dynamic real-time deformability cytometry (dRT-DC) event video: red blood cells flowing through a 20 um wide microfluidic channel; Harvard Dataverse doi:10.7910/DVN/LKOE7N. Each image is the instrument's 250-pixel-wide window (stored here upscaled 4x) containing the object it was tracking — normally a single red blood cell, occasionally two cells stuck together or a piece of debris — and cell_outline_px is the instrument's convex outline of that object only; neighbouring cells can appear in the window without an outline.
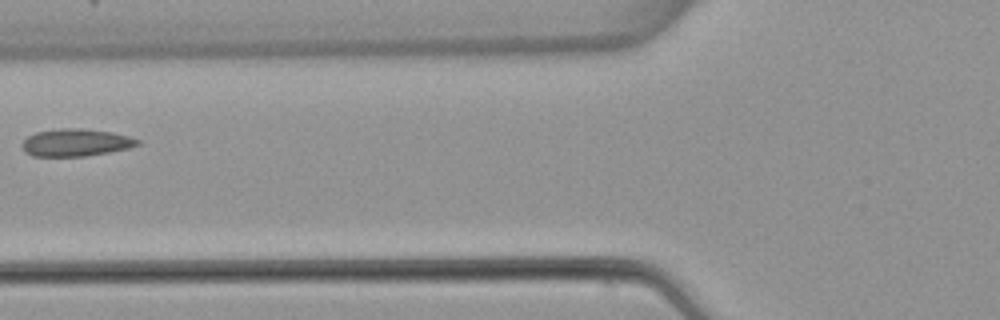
{"species": "common noctule bat (a hibernating species)", "species_latin": "Nyctalus noctula", "temperature_condition": "warm", "stored_images_in_passage": 6, "camera_frame_rate_fps": 3000, "um_per_image_px": 0.085, "animal": {"sex": "female", "body_mass_g": 22.7, "forearm_length_mm": 54.2}, "frame": {"image": 1, "passage_image": 6, "time_ms": 7.0, "image_size_px": [1000, 320], "cell_outline_px": [[140, 144], [128, 148], [108, 152], [84, 156], [32, 156], [24, 152], [20, 144], [28, 136], [36, 132], [60, 128], [80, 128], [112, 132], [128, 136], [140, 140]], "centroid_in_image_um": [6.41, 12.11], "position_along_channel_um": 119.4, "area_um2": 18.44}}